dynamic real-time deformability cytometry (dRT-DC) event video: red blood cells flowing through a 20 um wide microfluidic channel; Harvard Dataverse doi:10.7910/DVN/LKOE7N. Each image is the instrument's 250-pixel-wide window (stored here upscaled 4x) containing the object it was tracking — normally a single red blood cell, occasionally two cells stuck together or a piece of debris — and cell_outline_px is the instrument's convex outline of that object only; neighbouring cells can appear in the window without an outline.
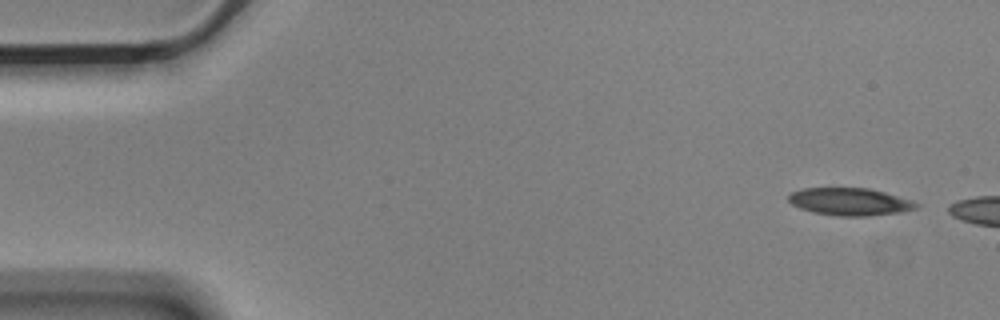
{"species": "Egyptian fruit bat (a non-hibernating species)", "species_latin": "Rousettus aegyptiacus", "temperature_condition": "cold", "stored_images_in_passage": 3, "camera_frame_rate_fps": 3000, "um_per_image_px": 0.085, "animal": {"sex": "male"}, "frame": {"image": 1, "passage_image": 1, "time_ms": 0.0, "image_size_px": [1000, 320], "cell_outline_px": [[920, 204], [916, 208], [900, 212], [868, 216], [836, 216], [812, 212], [800, 208], [792, 204], [788, 200], [788, 196], [792, 192], [804, 188], [868, 188], [884, 192], [912, 200]], "centroid_in_image_um": [72.23, 17.15], "position_along_channel_um": 12.8, "area_um2": 20.4}}